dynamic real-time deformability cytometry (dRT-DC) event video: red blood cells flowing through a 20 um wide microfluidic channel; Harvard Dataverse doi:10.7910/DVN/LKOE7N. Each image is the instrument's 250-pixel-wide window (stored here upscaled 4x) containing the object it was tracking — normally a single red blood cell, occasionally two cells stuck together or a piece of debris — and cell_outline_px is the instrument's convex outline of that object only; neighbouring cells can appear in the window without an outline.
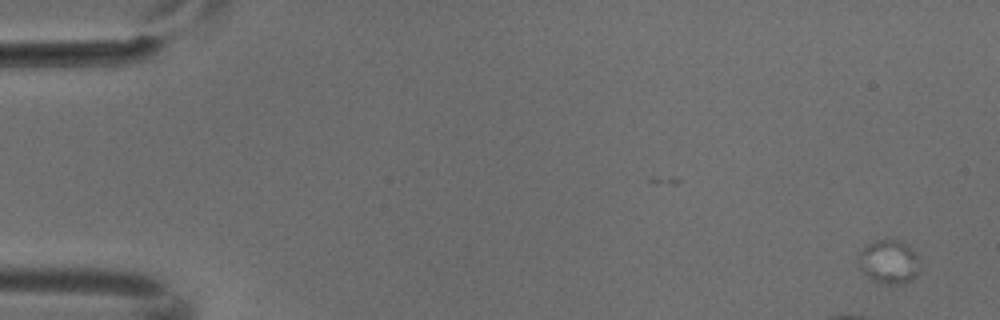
{"species": "common noctule bat (a hibernating species)", "species_latin": "Nyctalus noctula", "temperature_condition": "cold", "stored_images_in_passage": 5, "camera_frame_rate_fps": 3000, "um_per_image_px": 0.085, "animal": {"sex": "male", "body_mass_g": 18.8}, "frame": {"image": 1, "passage_image": 1, "time_ms": 0.0, "image_size_px": [1000, 320], "cell_outline_px": [[920, 272], [916, 276], [908, 280], [896, 284], [880, 284], [864, 276], [860, 268], [856, 256], [868, 244], [884, 236], [892, 236], [908, 244], [912, 248], [920, 260]], "centroid_in_image_um": [75.55, 22.2], "position_along_channel_um": 9.5, "area_um2": 16.47}}